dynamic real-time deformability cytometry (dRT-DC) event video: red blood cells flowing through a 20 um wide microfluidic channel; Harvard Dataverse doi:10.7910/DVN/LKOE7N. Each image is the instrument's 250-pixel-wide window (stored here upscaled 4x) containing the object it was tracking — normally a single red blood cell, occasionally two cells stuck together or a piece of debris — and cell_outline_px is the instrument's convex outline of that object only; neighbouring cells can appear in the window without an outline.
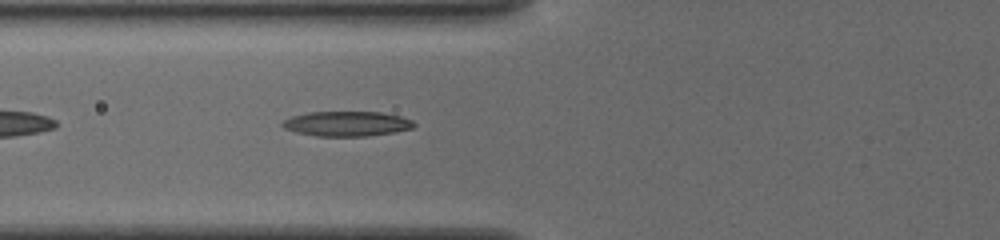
{"species": "common noctule bat (a hibernating species)", "species_latin": "Nyctalus noctula", "temperature_condition": "cold", "stored_images_in_passage": 37, "camera_frame_rate_fps": 3000, "um_per_image_px": 0.085, "animal": {"sex": "female", "body_mass_g": 19.5, "forearm_length_mm": 54.1}, "frame": {"image": 1, "passage_image": 5, "time_ms": 1.333, "image_size_px": [1000, 240], "cell_outline_px": [[416, 124], [412, 128], [396, 132], [368, 136], [316, 136], [296, 132], [284, 128], [280, 124], [284, 120], [292, 116], [308, 112], [380, 112], [400, 116], [412, 120]], "centroid_in_image_um": [29.48, 10.52], "position_along_channel_um": 96.3, "area_um2": 19.13}}
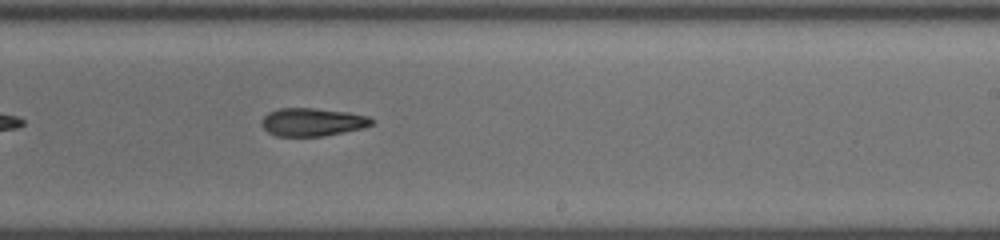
{"frame": {"image": 2, "passage_image": 18, "time_ms": 5.667, "image_size_px": [1000, 240], "cell_outline_px": [[376, 120], [372, 124], [364, 128], [324, 136], [276, 136], [268, 132], [260, 124], [260, 120], [268, 112], [280, 108], [312, 108], [348, 112], [368, 116]], "centroid_in_image_um": [26.55, 10.37], "position_along_channel_um": 262.4, "area_um2": 18.15}}
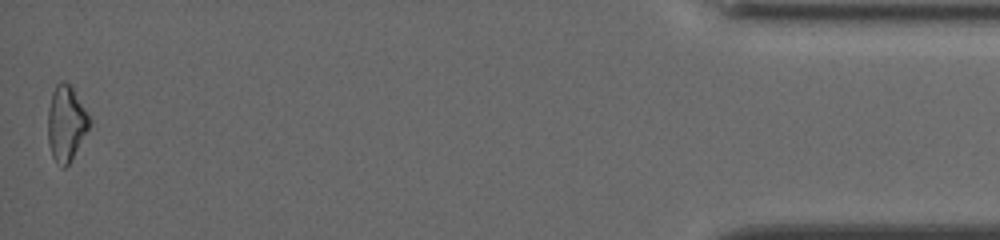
{"frame": {"image": 3, "passage_image": 37, "time_ms": 12.0, "image_size_px": [1000, 240], "cell_outline_px": [[92, 120], [88, 128], [68, 164], [64, 168], [60, 168], [52, 156], [48, 140], [48, 108], [52, 92], [56, 84], [60, 80], [64, 80], [72, 88]], "centroid_in_image_um": [5.59, 10.47], "position_along_channel_um": 429.6, "area_um2": 17.98}, "authors_computed_cell_mechanics": {"area_um2": 18.3226, "velocity_mm_per_s": 3.8303, "shape_relaxation_time_tau1_ms": 9.0708, "shape_relaxation_time_tau2_ms": 8.5708, "deformation_change_tau1": 0.213, "deformation_change_tau2": 0.1867}}